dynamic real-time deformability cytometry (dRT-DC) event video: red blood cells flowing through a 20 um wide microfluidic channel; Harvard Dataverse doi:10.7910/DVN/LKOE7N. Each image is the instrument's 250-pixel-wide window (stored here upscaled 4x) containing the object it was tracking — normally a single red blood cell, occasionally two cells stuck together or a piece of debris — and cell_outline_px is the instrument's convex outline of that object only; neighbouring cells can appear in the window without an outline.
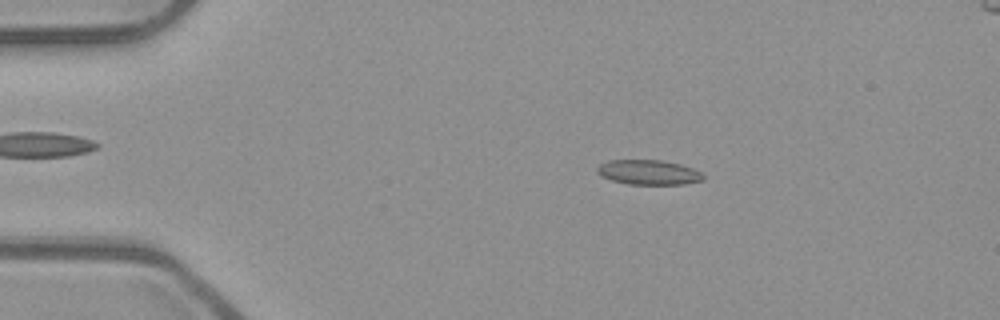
{"species": "common noctule bat (a hibernating species)", "species_latin": "Nyctalus noctula", "temperature_condition": "room temperature", "stored_images_in_passage": 52, "camera_frame_rate_fps": 3000, "um_per_image_px": 0.085, "animal": {"sex": "male", "body_mass_g": 23.1, "forearm_length_mm": 52.7}, "frame": {"image": 1, "passage_image": 10, "time_ms": 3.0, "image_size_px": [1000, 320], "cell_outline_px": [[704, 180], [684, 184], [628, 184], [612, 180], [600, 176], [596, 172], [596, 168], [600, 164], [608, 160], [660, 160], [680, 164], [692, 168], [700, 172], [704, 176]], "centroid_in_image_um": [55.1, 14.64], "position_along_channel_um": 29.9, "area_um2": 15.32}}
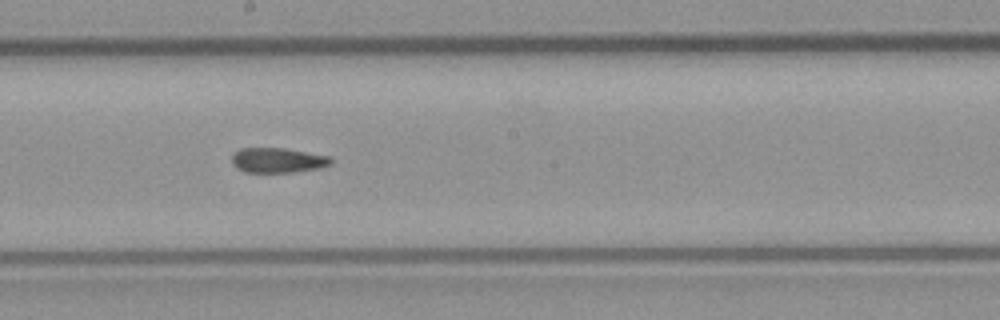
{"frame": {"image": 2, "passage_image": 29, "time_ms": 9.333, "image_size_px": [1000, 320], "cell_outline_px": [[332, 164], [320, 168], [296, 172], [244, 172], [236, 168], [232, 164], [232, 156], [240, 148], [284, 148], [328, 156], [332, 160]], "centroid_in_image_um": [23.6, 13.63], "position_along_channel_um": 224.6, "area_um2": 14.39}}
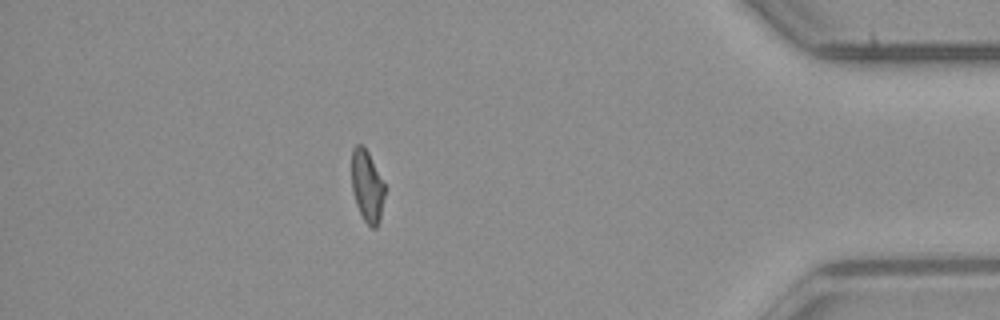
{"frame": {"image": 3, "passage_image": 46, "time_ms": 15.0, "image_size_px": [1000, 320], "cell_outline_px": [[384, 196], [380, 220], [376, 228], [372, 228], [364, 220], [356, 204], [352, 192], [352, 148], [356, 144], [360, 144], [368, 152], [384, 184]], "centroid_in_image_um": [31.19, 15.84], "position_along_channel_um": 404.0, "area_um2": 13.64}, "authors_computed_cell_mechanics": {"area_um2": 14.9413, "velocity_mm_per_s": 3.9737, "shape_relaxation_time_tau1_ms": null, "shape_relaxation_time_tau2_ms": 3.5766, "deformation_change_tau1": null, "deformation_change_tau2": 0.1102}}